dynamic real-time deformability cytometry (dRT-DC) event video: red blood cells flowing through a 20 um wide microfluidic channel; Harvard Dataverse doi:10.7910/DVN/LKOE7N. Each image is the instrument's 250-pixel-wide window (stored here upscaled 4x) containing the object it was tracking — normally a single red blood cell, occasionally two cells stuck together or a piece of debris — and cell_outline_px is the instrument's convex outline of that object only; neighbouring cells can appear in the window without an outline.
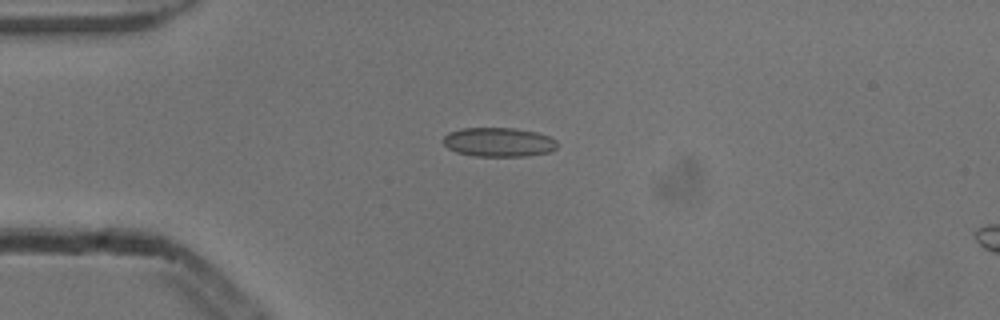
{"species": "common noctule bat (a hibernating species)", "species_latin": "Nyctalus noctula", "temperature_condition": "cold", "stored_images_in_passage": 41, "camera_frame_rate_fps": 3000, "um_per_image_px": 0.085, "animal": {"sex": "male", "body_mass_g": 13.3}, "frame": {"image": 1, "passage_image": 1, "time_ms": 0.0, "image_size_px": [1000, 320], "cell_outline_px": [[556, 148], [548, 152], [528, 156], [476, 156], [456, 152], [448, 148], [444, 144], [444, 136], [448, 132], [460, 128], [516, 128], [536, 132], [548, 136], [556, 140]], "centroid_in_image_um": [42.37, 12.07], "position_along_channel_um": 42.6, "area_um2": 19.36}}
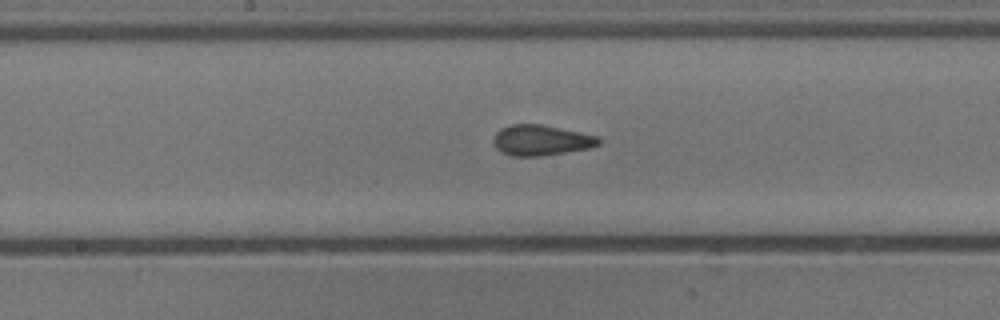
{"frame": {"image": 2, "passage_image": 15, "time_ms": 4.667, "image_size_px": [1000, 320], "cell_outline_px": [[600, 144], [588, 148], [540, 156], [512, 156], [496, 148], [492, 144], [492, 140], [496, 132], [500, 128], [508, 124], [540, 124], [600, 136]], "centroid_in_image_um": [45.96, 11.91], "position_along_channel_um": 202.2, "area_um2": 18.73}}
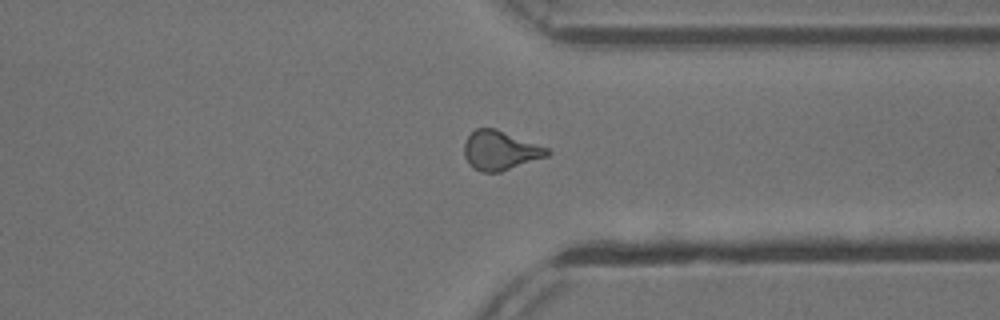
{"frame": {"image": 3, "passage_image": 28, "time_ms": 9.0, "image_size_px": [1000, 320], "cell_outline_px": [[552, 152], [548, 156], [500, 172], [484, 172], [472, 168], [468, 164], [464, 156], [464, 144], [468, 136], [476, 128], [496, 128], [548, 148]], "centroid_in_image_um": [42.51, 12.79], "position_along_channel_um": 368.9, "area_um2": 19.02}, "authors_computed_cell_mechanics": {"area_um2": 18.3226, "velocity_mm_per_s": 3.8867, "shape_relaxation_time_tau1_ms": null, "shape_relaxation_time_tau2_ms": 1.3113, "deformation_change_tau1": null, "deformation_change_tau2": 0.0851}}